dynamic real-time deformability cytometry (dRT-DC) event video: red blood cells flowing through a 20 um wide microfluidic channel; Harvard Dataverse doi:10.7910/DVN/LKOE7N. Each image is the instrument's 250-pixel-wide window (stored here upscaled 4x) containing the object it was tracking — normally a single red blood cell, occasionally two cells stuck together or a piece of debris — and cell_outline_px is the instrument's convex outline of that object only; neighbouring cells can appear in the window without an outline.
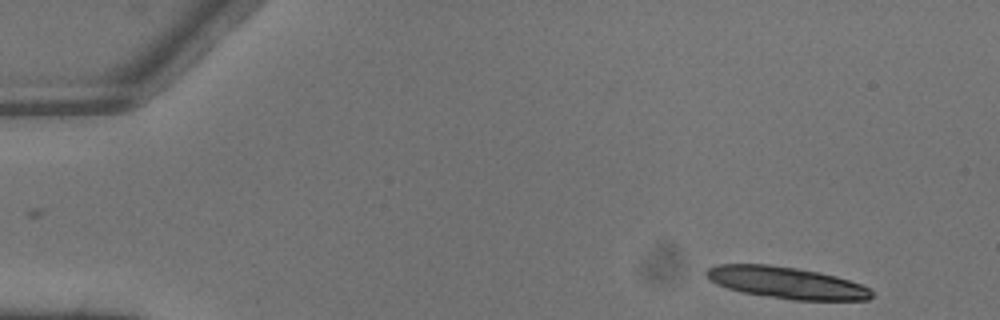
{"species": "common noctule bat (a hibernating species)", "species_latin": "Nyctalus noctula", "temperature_condition": "warm", "stored_images_in_passage": 4, "camera_frame_rate_fps": 3000, "um_per_image_px": 0.085, "animal": {"sex": "male", "body_mass_g": 13.3}, "frame": {"image": 1, "passage_image": 1, "time_ms": 0.0, "image_size_px": [1000, 320], "cell_outline_px": [[872, 296], [868, 300], [792, 300], [740, 292], [716, 284], [704, 272], [708, 268], [716, 264], [768, 264], [796, 268], [820, 272], [836, 276], [872, 288]], "centroid_in_image_um": [66.86, 24.03], "position_along_channel_um": 18.1, "area_um2": 30.58}}